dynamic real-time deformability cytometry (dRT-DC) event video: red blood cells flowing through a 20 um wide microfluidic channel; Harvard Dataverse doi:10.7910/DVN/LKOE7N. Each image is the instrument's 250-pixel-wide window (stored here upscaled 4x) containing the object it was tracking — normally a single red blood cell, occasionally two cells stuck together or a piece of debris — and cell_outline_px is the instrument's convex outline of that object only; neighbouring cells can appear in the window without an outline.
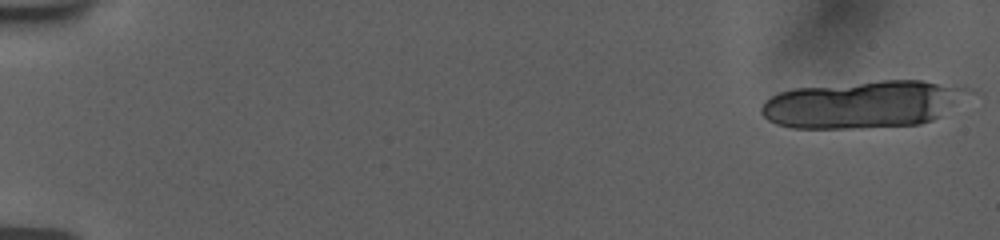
{"species": "human", "species_latin": "Homo sapiens", "temperature_condition": "room temperature", "stored_images_in_passage": 17, "segment_of_instrument_passage": [1, 2], "camera_frame_rate_fps": 3000, "um_per_image_px": 0.085, "donor": {"sex": "female"}, "frame": {"image": 1, "passage_image": 1, "time_ms": 0.0, "image_size_px": [1000, 240], "cell_outline_px": [[976, 92], [940, 116], [932, 120], [920, 124], [864, 128], [792, 128], [776, 124], [768, 120], [760, 112], [760, 108], [764, 100], [780, 92], [796, 88], [880, 80], [920, 80], [972, 88]], "centroid_in_image_um": [73.4, 8.86], "position_along_channel_um": 11.6, "area_um2": 57.57}}